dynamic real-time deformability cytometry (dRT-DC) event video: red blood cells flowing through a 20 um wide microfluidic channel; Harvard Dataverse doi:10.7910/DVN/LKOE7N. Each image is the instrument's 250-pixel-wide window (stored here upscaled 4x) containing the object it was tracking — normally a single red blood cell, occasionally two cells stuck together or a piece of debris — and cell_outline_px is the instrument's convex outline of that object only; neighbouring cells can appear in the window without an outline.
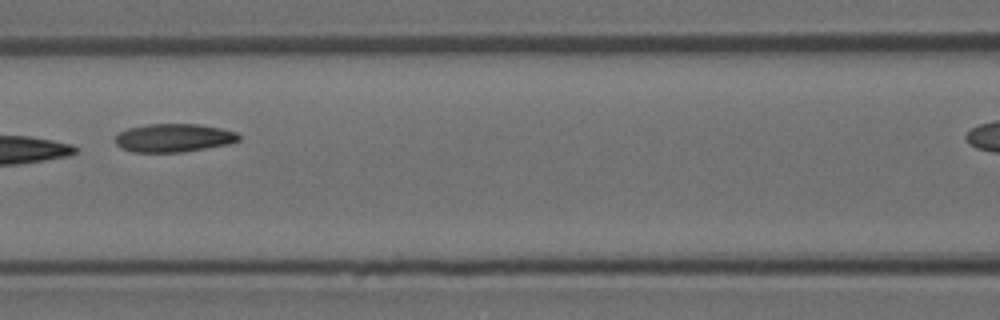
{"species": "Egyptian fruit bat (a non-hibernating species)", "species_latin": "Rousettus aegyptiacus", "temperature_condition": "room temperature", "stored_images_in_passage": 6, "segment_of_instrument_passage": [1, 2], "camera_frame_rate_fps": 3000, "um_per_image_px": 0.085, "animal": {"sex": "female"}, "frame": {"image": 1, "passage_image": 5, "time_ms": 1.333, "image_size_px": [1000, 320], "cell_outline_px": [[240, 140], [228, 144], [184, 152], [132, 152], [120, 148], [116, 144], [116, 136], [120, 132], [128, 128], [148, 124], [200, 124], [220, 128], [236, 132], [240, 136]], "centroid_in_image_um": [14.76, 11.72], "position_along_channel_um": 151.8, "area_um2": 20.4}}